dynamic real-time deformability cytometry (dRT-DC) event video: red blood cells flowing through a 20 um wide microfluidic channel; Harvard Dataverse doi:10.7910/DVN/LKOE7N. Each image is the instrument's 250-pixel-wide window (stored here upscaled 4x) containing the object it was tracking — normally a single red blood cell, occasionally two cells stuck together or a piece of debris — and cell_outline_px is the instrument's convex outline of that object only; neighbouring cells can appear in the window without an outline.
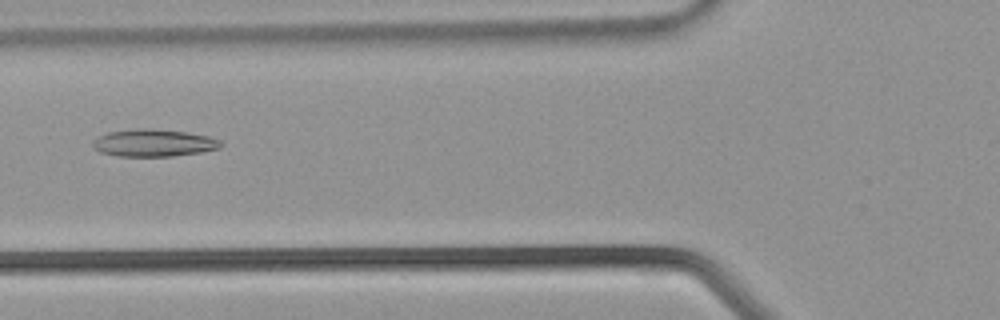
{"species": "common noctule bat (a hibernating species)", "species_latin": "Nyctalus noctula", "temperature_condition": "warm", "stored_images_in_passage": 31, "camera_frame_rate_fps": 3000, "um_per_image_px": 0.085, "animal": {"sex": "male", "body_mass_g": 21.5, "forearm_length_mm": 52.0}, "frame": {"image": 1, "passage_image": 10, "time_ms": 3.0, "image_size_px": [1000, 320], "cell_outline_px": [[224, 144], [216, 148], [200, 152], [172, 156], [116, 156], [100, 152], [92, 148], [92, 144], [100, 136], [108, 132], [148, 128], [188, 132], [208, 136], [220, 140]], "centroid_in_image_um": [13.06, 12.15], "position_along_channel_um": 112.7, "area_um2": 20.11}}
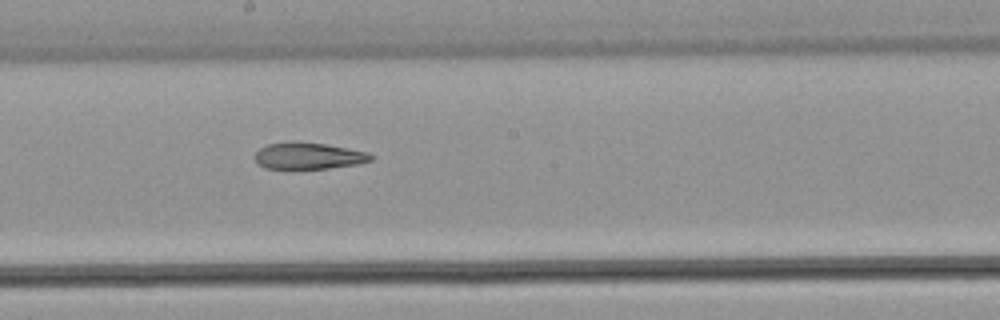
{"frame": {"image": 2, "passage_image": 16, "time_ms": 5.0, "image_size_px": [1000, 320], "cell_outline_px": [[372, 160], [356, 164], [328, 168], [264, 168], [256, 164], [256, 152], [260, 148], [268, 144], [324, 144], [368, 152], [372, 156]], "centroid_in_image_um": [26.23, 13.28], "position_along_channel_um": 222.0, "area_um2": 17.05}}
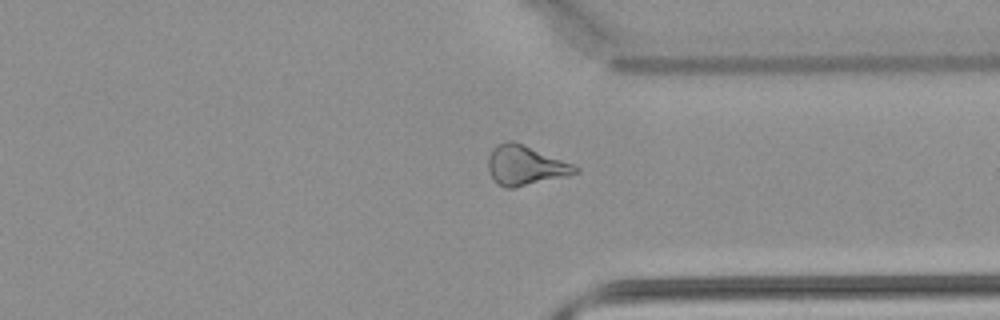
{"frame": {"image": 3, "passage_image": 24, "time_ms": 7.667, "image_size_px": [1000, 320], "cell_outline_px": [[580, 172], [564, 176], [512, 188], [504, 188], [492, 176], [488, 168], [488, 156], [492, 148], [496, 144], [508, 140], [512, 140], [572, 164], [580, 168]], "centroid_in_image_um": [44.62, 14.04], "position_along_channel_um": 366.8, "area_um2": 19.65}}